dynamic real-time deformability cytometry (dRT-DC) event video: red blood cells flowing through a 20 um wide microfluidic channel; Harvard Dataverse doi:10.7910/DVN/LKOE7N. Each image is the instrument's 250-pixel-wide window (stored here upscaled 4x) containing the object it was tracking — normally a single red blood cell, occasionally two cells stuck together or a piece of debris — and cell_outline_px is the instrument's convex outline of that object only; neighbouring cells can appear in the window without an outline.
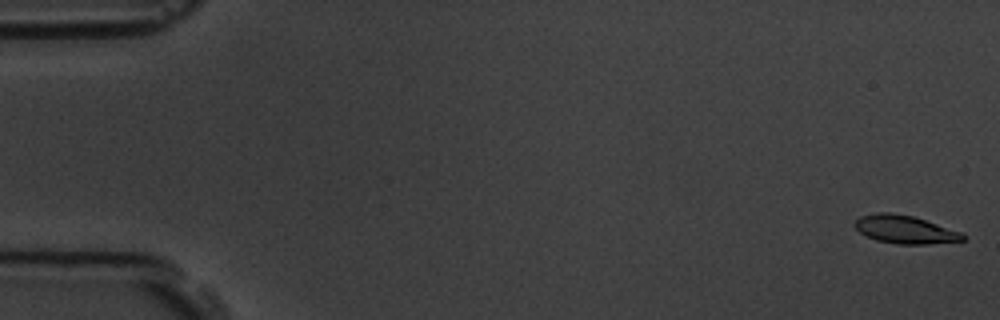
{"species": "common noctule bat (a hibernating species)", "species_latin": "Nyctalus noctula", "temperature_condition": "room temperature", "stored_images_in_passage": 6, "camera_frame_rate_fps": 3000, "um_per_image_px": 0.085, "animal": {"sex": "male", "body_mass_g": 19.5, "forearm_length_mm": 54.6}, "frame": {"image": 1, "passage_image": 1, "time_ms": 0.0, "image_size_px": [1000, 320], "cell_outline_px": [[964, 240], [928, 244], [896, 244], [876, 240], [860, 232], [852, 224], [860, 216], [876, 212], [892, 212], [912, 216], [964, 232]], "centroid_in_image_um": [76.92, 19.5], "position_along_channel_um": 8.1, "area_um2": 17.74}}